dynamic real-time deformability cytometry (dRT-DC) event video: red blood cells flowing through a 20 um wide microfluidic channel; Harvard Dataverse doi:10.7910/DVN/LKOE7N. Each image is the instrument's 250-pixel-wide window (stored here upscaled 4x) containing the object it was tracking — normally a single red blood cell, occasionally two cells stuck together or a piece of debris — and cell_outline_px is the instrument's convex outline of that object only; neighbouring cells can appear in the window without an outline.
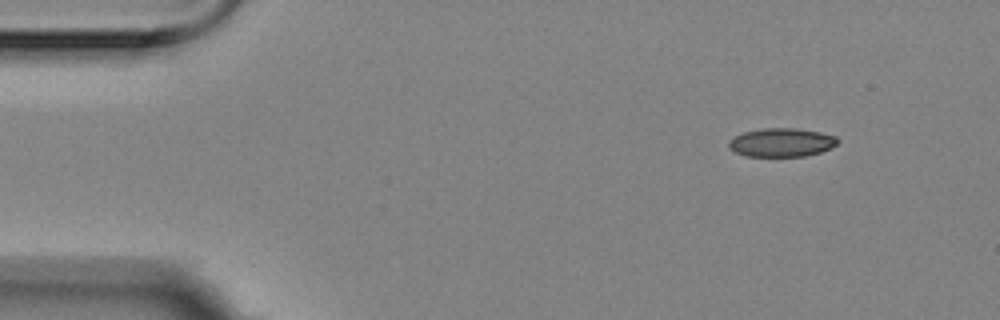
{"species": "Egyptian fruit bat (a non-hibernating species)", "species_latin": "Rousettus aegyptiacus", "temperature_condition": "room temperature", "stored_images_in_passage": 24, "camera_frame_rate_fps": 3000, "um_per_image_px": 0.085, "animal": {"sex": "female"}, "frame": {"image": 1, "passage_image": 2, "time_ms": 0.333, "image_size_px": [1000, 320], "cell_outline_px": [[840, 140], [836, 144], [820, 152], [804, 156], [748, 156], [736, 152], [728, 148], [728, 140], [744, 132], [764, 128], [792, 128], [820, 132], [836, 136]], "centroid_in_image_um": [66.42, 12.1], "position_along_channel_um": 18.6, "area_um2": 17.98}}
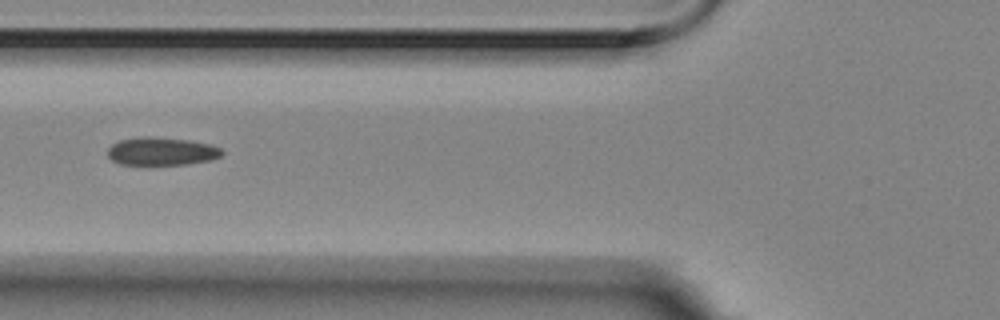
{"frame": {"image": 2, "passage_image": 17, "time_ms": 5.333, "image_size_px": [1000, 320], "cell_outline_px": [[224, 152], [220, 156], [212, 160], [184, 164], [120, 164], [112, 160], [108, 156], [108, 148], [112, 144], [120, 140], [140, 136], [148, 136], [188, 140], [208, 144], [220, 148]], "centroid_in_image_um": [13.71, 12.85], "position_along_channel_um": 112.1, "area_um2": 18.5}}
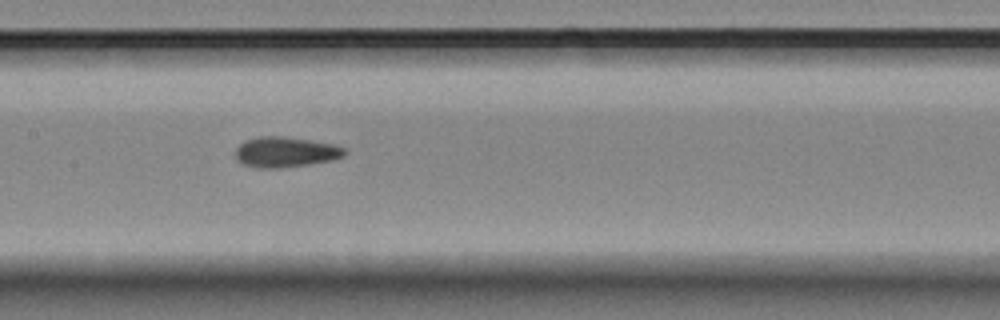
{"frame": {"image": 3, "passage_image": 23, "time_ms": 7.333, "image_size_px": [1000, 320], "cell_outline_px": [[348, 152], [344, 156], [332, 160], [308, 164], [280, 168], [256, 168], [244, 164], [236, 160], [236, 148], [240, 144], [248, 140], [260, 136], [280, 136], [312, 140], [332, 144], [344, 148]], "centroid_in_image_um": [24.27, 12.93], "position_along_channel_um": 183.1, "area_um2": 19.25}}